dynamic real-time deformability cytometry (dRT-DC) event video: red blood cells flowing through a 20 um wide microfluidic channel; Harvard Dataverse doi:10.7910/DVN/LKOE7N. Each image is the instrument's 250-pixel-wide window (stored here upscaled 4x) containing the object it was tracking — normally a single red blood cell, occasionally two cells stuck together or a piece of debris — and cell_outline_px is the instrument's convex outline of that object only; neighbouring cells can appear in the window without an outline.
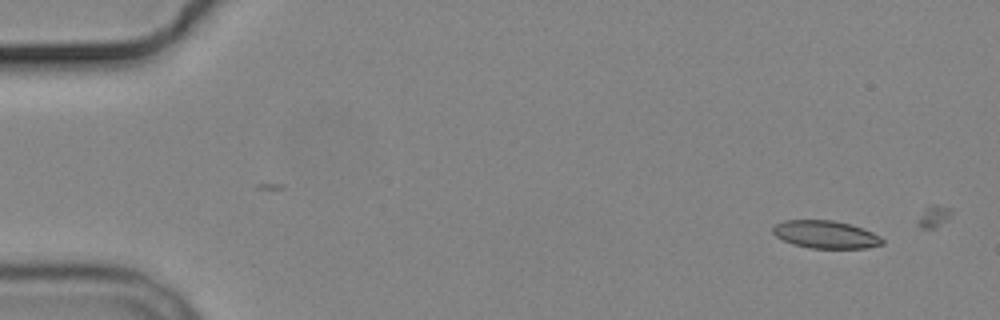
{"species": "common noctule bat (a hibernating species)", "species_latin": "Nyctalus noctula", "temperature_condition": "cold", "stored_images_in_passage": 2, "camera_frame_rate_fps": 3000, "um_per_image_px": 0.085, "animal": {"sex": "male", "body_mass_g": 19.2, "forearm_length_mm": 51.8}, "frame": {"image": 1, "passage_image": 2, "time_ms": 2.0, "image_size_px": [1000, 320], "cell_outline_px": [[884, 244], [868, 248], [808, 248], [792, 244], [776, 236], [772, 232], [772, 228], [776, 224], [784, 220], [832, 220], [852, 224], [872, 232], [880, 236], [884, 240]], "centroid_in_image_um": [70.19, 19.93], "position_along_channel_um": 14.8, "area_um2": 17.8}}